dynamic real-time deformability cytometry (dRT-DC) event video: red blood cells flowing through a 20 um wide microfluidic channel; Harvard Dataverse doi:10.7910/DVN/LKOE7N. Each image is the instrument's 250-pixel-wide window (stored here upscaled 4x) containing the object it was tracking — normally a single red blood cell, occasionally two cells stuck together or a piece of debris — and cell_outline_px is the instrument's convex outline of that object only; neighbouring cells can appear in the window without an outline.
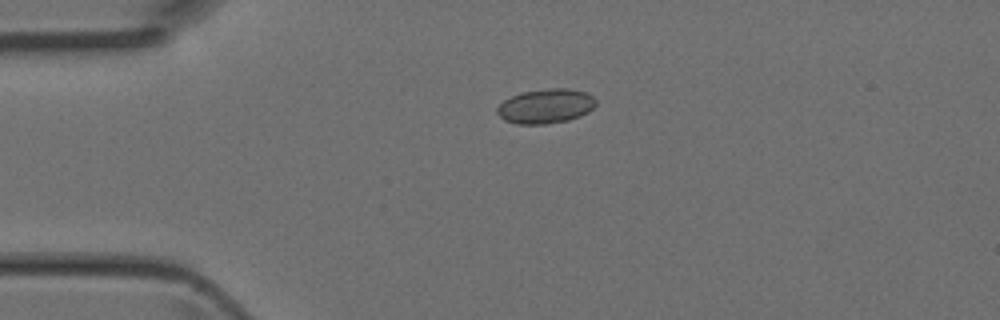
{"species": "Egyptian fruit bat (a non-hibernating species)", "species_latin": "Rousettus aegyptiacus", "temperature_condition": "room temperature", "stored_images_in_passage": 4, "camera_frame_rate_fps": 3000, "um_per_image_px": 0.085, "animal": {"sex": "female"}, "frame": {"image": 1, "passage_image": 3, "time_ms": 0.667, "image_size_px": [1000, 320], "cell_outline_px": [[596, 104], [588, 112], [580, 116], [568, 120], [544, 124], [516, 124], [504, 120], [496, 112], [496, 108], [504, 100], [520, 92], [548, 88], [568, 88], [584, 92], [592, 96], [596, 100]], "centroid_in_image_um": [46.37, 9.02], "position_along_channel_um": 38.6, "area_um2": 19.88}}
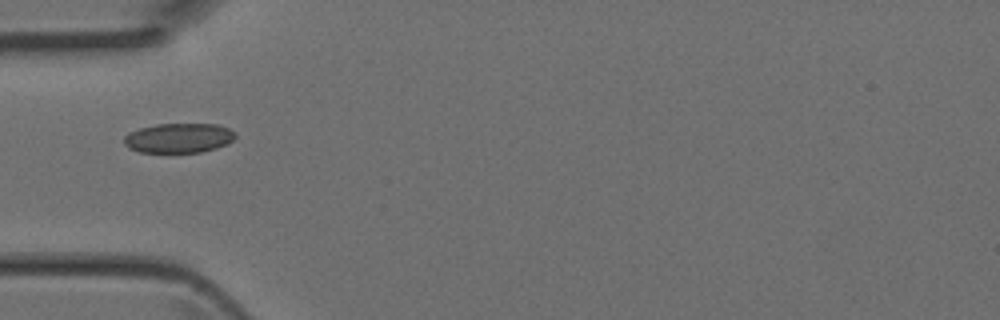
{"frame": {"image": 2, "passage_image": 4, "time_ms": 1.0, "image_size_px": [1000, 320], "cell_outline_px": [[236, 136], [228, 144], [216, 148], [200, 152], [140, 152], [128, 148], [124, 144], [124, 136], [128, 132], [140, 128], [156, 124], [216, 124], [228, 128], [236, 132]], "centroid_in_image_um": [15.19, 11.73], "position_along_channel_um": 69.8, "area_um2": 19.31}}